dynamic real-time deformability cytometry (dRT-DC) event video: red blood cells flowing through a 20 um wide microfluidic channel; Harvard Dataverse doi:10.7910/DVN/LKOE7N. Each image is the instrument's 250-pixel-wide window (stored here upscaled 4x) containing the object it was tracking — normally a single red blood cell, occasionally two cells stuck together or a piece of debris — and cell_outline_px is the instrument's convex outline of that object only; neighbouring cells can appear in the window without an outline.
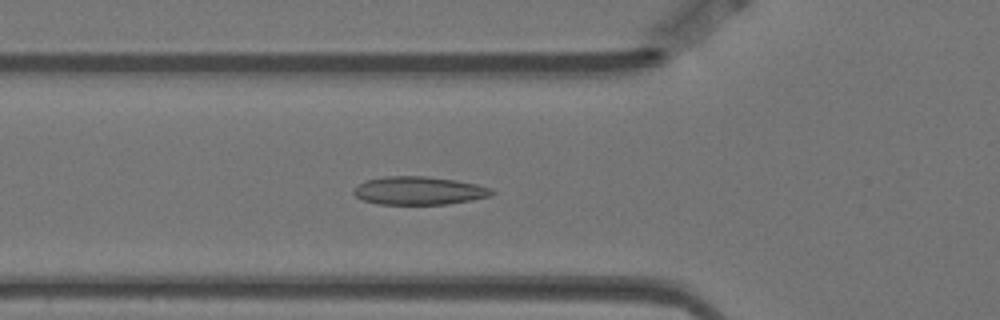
{"species": "Egyptian fruit bat (a non-hibernating species)", "species_latin": "Rousettus aegyptiacus", "temperature_condition": "warm", "stored_images_in_passage": 57, "camera_frame_rate_fps": 3000, "um_per_image_px": 0.085, "animal": {"sex": "female"}, "frame": {"image": 1, "passage_image": 19, "time_ms": 6.0, "image_size_px": [1000, 320], "cell_outline_px": [[496, 192], [492, 196], [472, 200], [448, 204], [376, 204], [364, 200], [356, 196], [352, 192], [360, 184], [368, 180], [384, 176], [428, 176], [456, 180], [476, 184], [492, 188]], "centroid_in_image_um": [35.67, 16.21], "position_along_channel_um": 90.1, "area_um2": 22.72}}
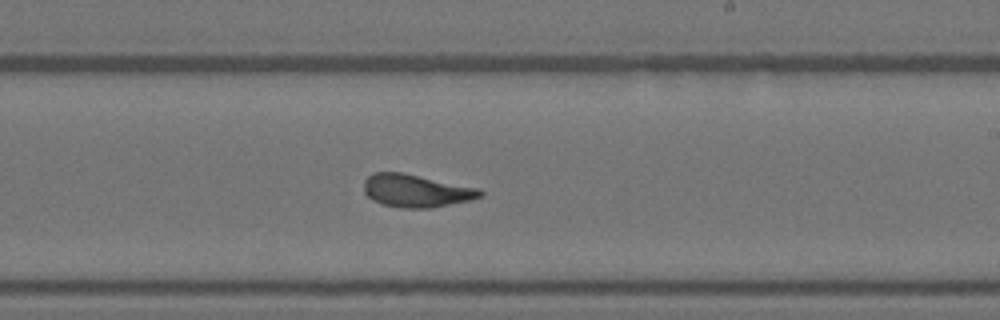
{"frame": {"image": 2, "passage_image": 33, "time_ms": 10.667, "image_size_px": [1000, 320], "cell_outline_px": [[484, 192], [480, 196], [468, 200], [432, 208], [400, 208], [384, 204], [368, 196], [364, 192], [364, 180], [372, 172], [404, 172], [480, 188]], "centroid_in_image_um": [35.37, 16.19], "position_along_channel_um": 253.6, "area_um2": 22.2}}
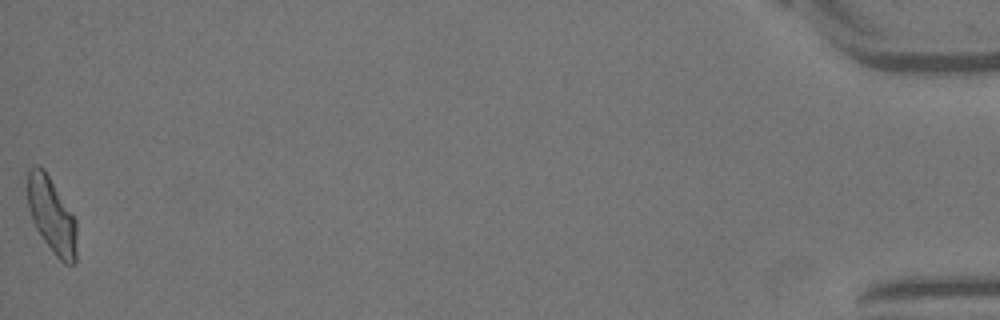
{"frame": {"image": 3, "passage_image": 57, "time_ms": 18.667, "image_size_px": [1000, 320], "cell_outline_px": [[76, 264], [64, 264], [56, 256], [44, 240], [36, 228], [32, 220], [28, 208], [28, 168], [36, 164], [40, 164], [44, 168], [76, 220]], "centroid_in_image_um": [4.39, 18.29], "position_along_channel_um": 430.8, "area_um2": 21.62}, "authors_computed_cell_mechanics": {"area_um2": 22.1374, "velocity_mm_per_s": 3.5025, "shape_relaxation_time_tau1_ms": null, "shape_relaxation_time_tau2_ms": 1.5171, "deformation_change_tau1": null, "deformation_change_tau2": 0.0779}}